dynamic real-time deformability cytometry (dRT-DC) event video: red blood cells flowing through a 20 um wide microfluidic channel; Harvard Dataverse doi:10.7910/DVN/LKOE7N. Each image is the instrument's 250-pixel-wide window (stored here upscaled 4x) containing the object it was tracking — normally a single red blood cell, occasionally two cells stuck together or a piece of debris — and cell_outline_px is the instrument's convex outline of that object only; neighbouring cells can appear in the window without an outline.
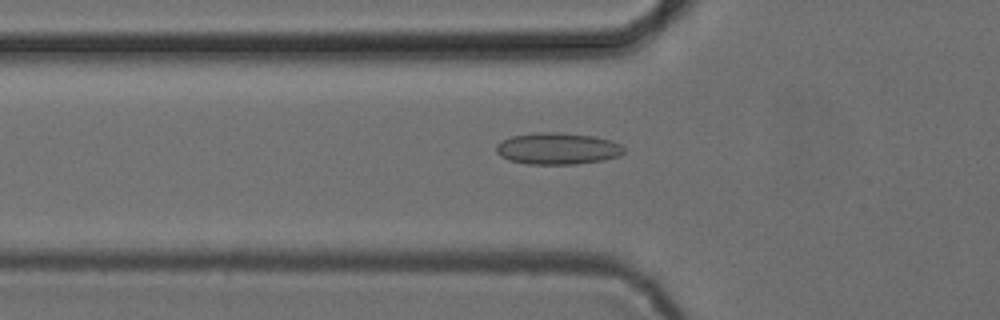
{"species": "common noctule bat (a hibernating species)", "species_latin": "Nyctalus noctula", "temperature_condition": "cold", "stored_images_in_passage": 53, "camera_frame_rate_fps": 3000, "um_per_image_px": 0.085, "animal": {"sex": "female", "body_mass_g": 24.6, "forearm_length_mm": 56.2}, "frame": {"image": 1, "passage_image": 18, "time_ms": 5.667, "image_size_px": [1000, 320], "cell_outline_px": [[624, 152], [620, 156], [604, 160], [576, 164], [528, 164], [508, 160], [500, 156], [496, 152], [496, 144], [500, 140], [512, 136], [536, 132], [560, 132], [596, 136], [620, 144], [624, 148]], "centroid_in_image_um": [47.37, 12.62], "position_along_channel_um": 78.4, "area_um2": 23.81}}
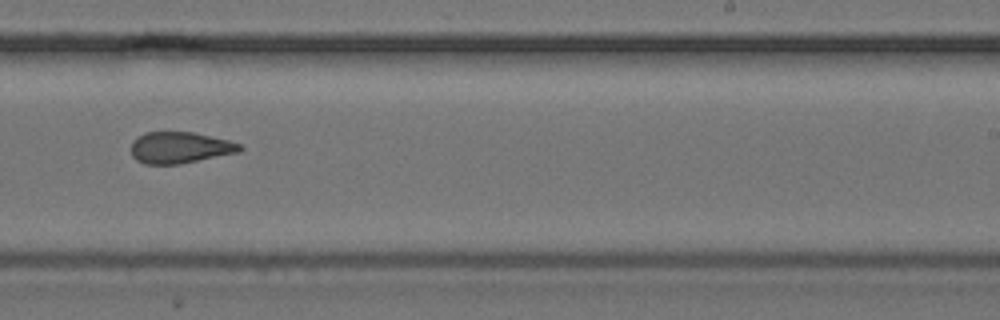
{"frame": {"image": 2, "passage_image": 33, "time_ms": 10.667, "image_size_px": [1000, 320], "cell_outline_px": [[244, 148], [240, 152], [180, 164], [144, 164], [136, 160], [132, 156], [132, 140], [144, 132], [192, 132], [228, 140], [240, 144]], "centroid_in_image_um": [15.28, 12.55], "position_along_channel_um": 273.7, "area_um2": 19.94}}
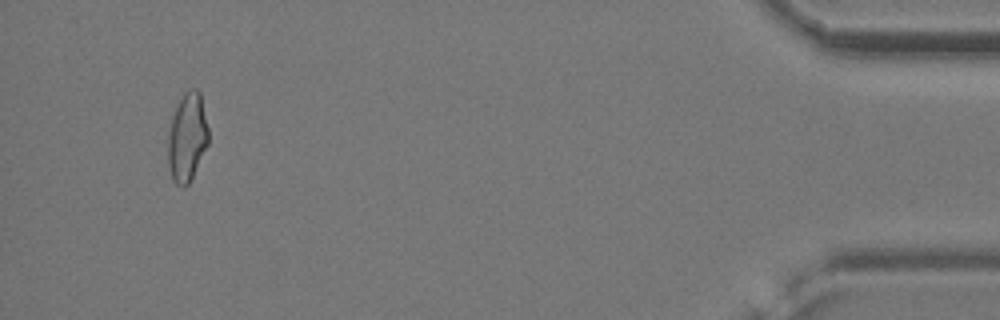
{"frame": {"image": 3, "passage_image": 50, "time_ms": 16.333, "image_size_px": [1000, 320], "cell_outline_px": [[208, 144], [188, 184], [184, 188], [180, 188], [172, 180], [168, 164], [168, 132], [172, 116], [176, 104], [184, 92], [188, 88], [196, 88], [200, 92], [208, 128]], "centroid_in_image_um": [15.89, 11.65], "position_along_channel_um": 419.3, "area_um2": 21.04}, "authors_computed_cell_mechanics": {"area_um2": 21.3282, "velocity_mm_per_s": 3.8911, "shape_relaxation_time_tau1_ms": null, "shape_relaxation_time_tau2_ms": 2.4577, "deformation_change_tau1": null, "deformation_change_tau2": 0.1063}}